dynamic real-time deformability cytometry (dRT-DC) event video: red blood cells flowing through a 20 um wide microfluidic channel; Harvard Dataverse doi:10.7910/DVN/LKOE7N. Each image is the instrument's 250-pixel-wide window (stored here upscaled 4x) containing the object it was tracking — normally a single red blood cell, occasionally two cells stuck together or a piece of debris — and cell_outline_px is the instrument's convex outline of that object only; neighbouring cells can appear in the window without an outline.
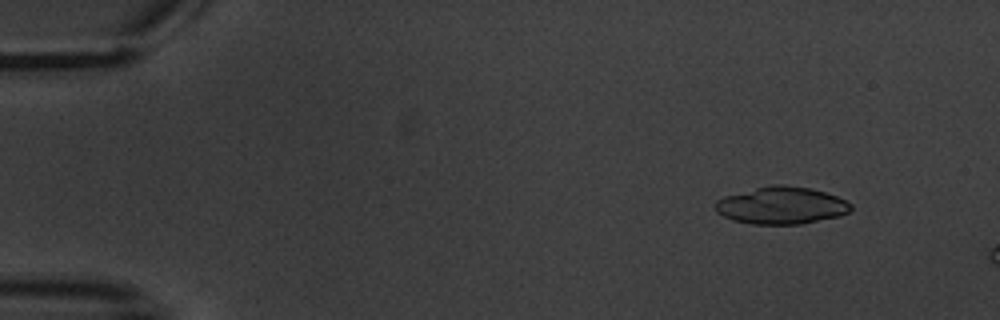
{"species": "common noctule bat (a hibernating species)", "species_latin": "Nyctalus noctula", "temperature_condition": "warm", "stored_images_in_passage": 4, "camera_frame_rate_fps": 3000, "um_per_image_px": 0.085, "animal": {"sex": "male", "body_mass_g": 20.1, "forearm_length_mm": 53.5}, "frame": {"image": 1, "passage_image": 2, "time_ms": 1.333, "image_size_px": [1000, 320], "cell_outline_px": [[852, 208], [848, 212], [840, 216], [800, 224], [752, 224], [732, 220], [716, 212], [716, 200], [724, 196], [772, 184], [784, 184], [808, 188], [824, 192], [836, 196], [852, 204]], "centroid_in_image_um": [66.41, 17.46], "position_along_channel_um": 18.6, "area_um2": 29.3}}